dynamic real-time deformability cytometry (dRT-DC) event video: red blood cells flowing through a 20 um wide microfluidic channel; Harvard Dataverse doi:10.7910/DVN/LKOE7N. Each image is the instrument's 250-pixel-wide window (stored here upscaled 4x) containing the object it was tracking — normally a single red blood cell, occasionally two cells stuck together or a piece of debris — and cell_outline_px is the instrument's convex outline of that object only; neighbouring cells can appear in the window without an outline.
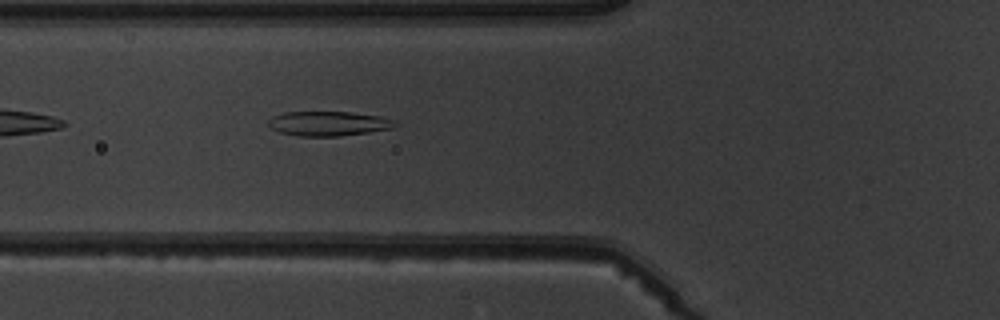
{"species": "common noctule bat (a hibernating species)", "species_latin": "Nyctalus noctula", "temperature_condition": "warm", "stored_images_in_passage": 4, "camera_frame_rate_fps": 3000, "um_per_image_px": 0.085, "animal": {"sex": "male", "body_mass_g": 19.5, "forearm_length_mm": 54.6}, "frame": {"image": 1, "passage_image": 4, "time_ms": 3.333, "image_size_px": [1000, 320], "cell_outline_px": [[396, 128], [340, 136], [300, 136], [280, 132], [272, 128], [268, 124], [268, 120], [272, 116], [284, 112], [352, 112], [380, 116], [396, 120]], "centroid_in_image_um": [27.95, 10.5], "position_along_channel_um": 97.8, "area_um2": 18.21}}